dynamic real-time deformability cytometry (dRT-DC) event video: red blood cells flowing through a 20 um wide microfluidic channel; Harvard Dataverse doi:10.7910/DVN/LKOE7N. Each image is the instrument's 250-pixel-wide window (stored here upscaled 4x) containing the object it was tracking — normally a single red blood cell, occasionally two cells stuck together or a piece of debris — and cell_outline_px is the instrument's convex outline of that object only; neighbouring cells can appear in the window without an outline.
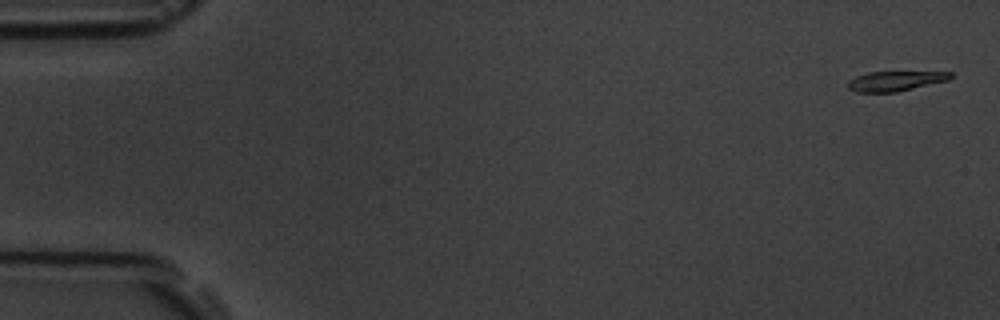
{"species": "common noctule bat (a hibernating species)", "species_latin": "Nyctalus noctula", "temperature_condition": "room temperature", "stored_images_in_passage": 15, "camera_frame_rate_fps": 3000, "um_per_image_px": 0.085, "animal": {"sex": "male", "body_mass_g": 19.5, "forearm_length_mm": 54.6}, "frame": {"image": 1, "passage_image": 1, "time_ms": 0.0, "image_size_px": [1000, 320], "cell_outline_px": [[952, 76], [948, 80], [896, 92], [856, 92], [848, 88], [848, 80], [856, 76], [868, 72], [952, 72]], "centroid_in_image_um": [76.07, 6.88], "position_along_channel_um": 8.9, "area_um2": 11.73}}
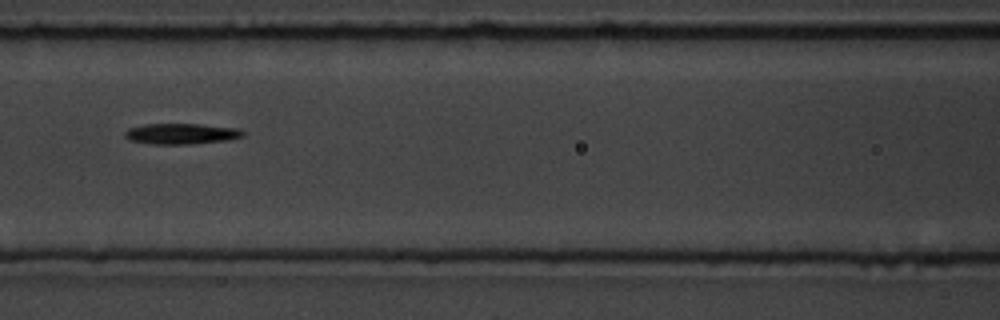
{"frame": {"image": 2, "passage_image": 7, "time_ms": 8.0, "image_size_px": [1000, 320], "cell_outline_px": [[244, 136], [228, 140], [188, 144], [152, 144], [128, 140], [124, 136], [124, 132], [128, 128], [144, 124], [200, 124], [240, 128], [244, 132]], "centroid_in_image_um": [15.4, 11.36], "position_along_channel_um": 151.2, "area_um2": 14.39}}
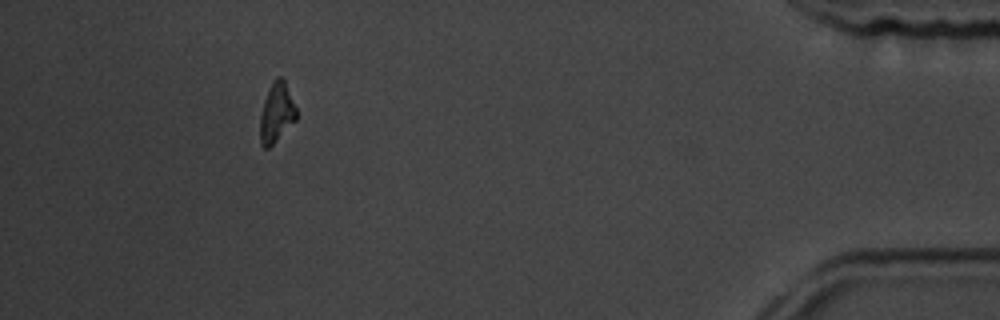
{"frame": {"image": 3, "passage_image": 14, "time_ms": 17.0, "image_size_px": [1000, 320], "cell_outline_px": [[296, 120], [268, 148], [264, 148], [260, 144], [260, 116], [264, 100], [272, 80], [276, 76], [280, 76], [284, 80], [296, 108]], "centroid_in_image_um": [23.49, 9.56], "position_along_channel_um": 411.7, "area_um2": 12.43}, "authors_computed_cell_mechanics": {"area_um2": 13.3518, "velocity_mm_per_s": 3.5701, "shape_relaxation_time_tau1_ms": 8.3334, "shape_relaxation_time_tau2_ms": null, "deformation_change_tau1": 0.1624, "deformation_change_tau2": null}}